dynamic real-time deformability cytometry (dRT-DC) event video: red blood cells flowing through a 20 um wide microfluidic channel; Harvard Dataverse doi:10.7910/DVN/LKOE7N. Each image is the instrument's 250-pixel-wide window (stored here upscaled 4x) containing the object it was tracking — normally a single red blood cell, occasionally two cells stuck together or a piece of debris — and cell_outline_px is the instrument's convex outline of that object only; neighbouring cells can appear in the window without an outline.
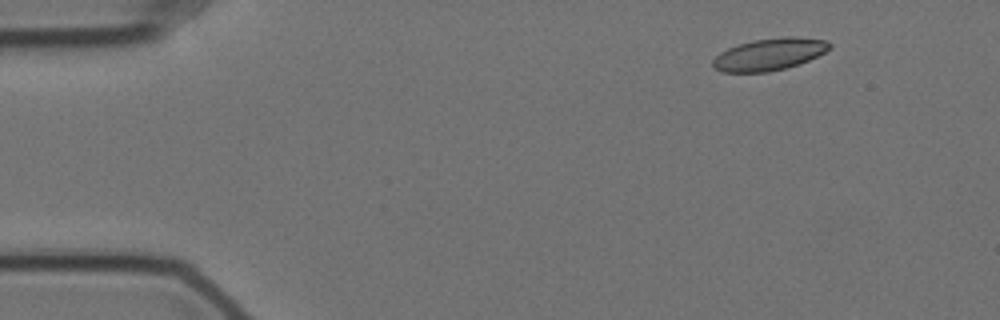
{"species": "Egyptian fruit bat (a non-hibernating species)", "species_latin": "Rousettus aegyptiacus", "temperature_condition": "cold", "stored_images_in_passage": 53, "camera_frame_rate_fps": 3000, "um_per_image_px": 0.085, "animal": {"sex": "female"}, "frame": {"image": 1, "passage_image": 1, "time_ms": 0.0, "image_size_px": [1000, 320], "cell_outline_px": [[832, 48], [800, 64], [768, 72], [720, 72], [712, 64], [712, 60], [720, 52], [728, 48], [752, 40], [788, 36], [796, 36], [828, 40], [832, 44]], "centroid_in_image_um": [65.42, 4.6], "position_along_channel_um": 19.6, "area_um2": 21.85}}
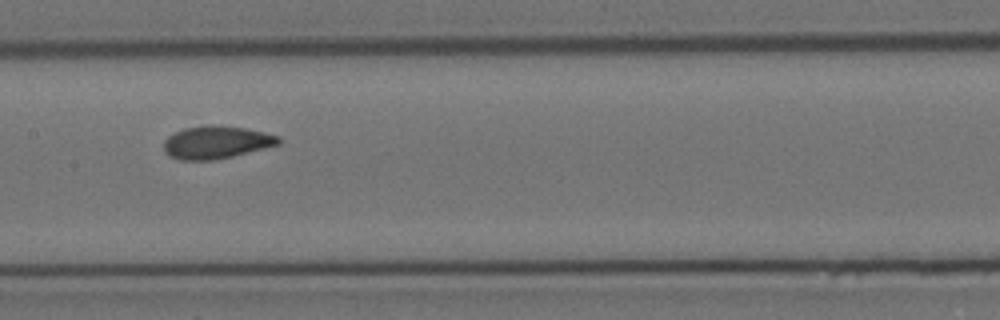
{"frame": {"image": 2, "passage_image": 23, "time_ms": 7.333, "image_size_px": [1000, 320], "cell_outline_px": [[280, 144], [232, 156], [212, 160], [180, 160], [168, 156], [164, 152], [164, 140], [168, 136], [184, 128], [208, 124], [212, 124], [244, 128], [264, 132], [280, 136]], "centroid_in_image_um": [18.36, 12.09], "position_along_channel_um": 189.0, "area_um2": 21.91}}
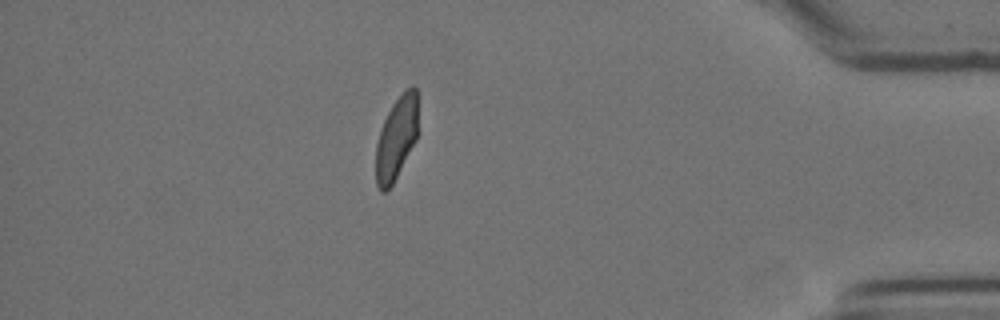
{"frame": {"image": 3, "passage_image": 45, "time_ms": 14.667, "image_size_px": [1000, 320], "cell_outline_px": [[416, 140], [392, 184], [384, 192], [380, 192], [376, 184], [376, 144], [380, 128], [392, 104], [404, 88], [416, 88]], "centroid_in_image_um": [33.65, 11.75], "position_along_channel_um": 401.5, "area_um2": 20.0}, "authors_computed_cell_mechanics": {"area_um2": 21.7328, "velocity_mm_per_s": 3.4784, "shape_relaxation_time_tau1_ms": 4.76, "shape_relaxation_time_tau2_ms": 1.4813, "deformation_change_tau1": 0.1441, "deformation_change_tau2": 0.0637}}